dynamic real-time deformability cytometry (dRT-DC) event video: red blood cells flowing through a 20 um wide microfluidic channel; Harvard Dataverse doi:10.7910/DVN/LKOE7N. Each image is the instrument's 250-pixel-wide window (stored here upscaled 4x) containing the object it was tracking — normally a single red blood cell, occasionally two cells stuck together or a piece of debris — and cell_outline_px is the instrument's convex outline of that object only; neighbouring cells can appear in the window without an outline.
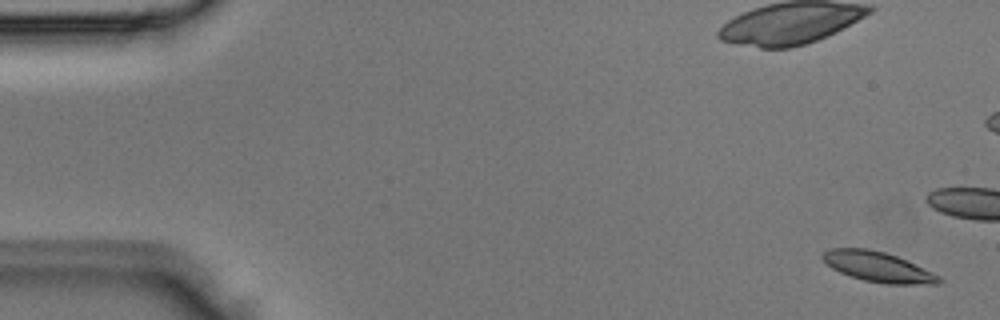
{"species": "Egyptian fruit bat (a non-hibernating species)", "species_latin": "Rousettus aegyptiacus", "temperature_condition": "room temperature", "stored_images_in_passage": 5, "camera_frame_rate_fps": 3000, "um_per_image_px": 0.085, "animal": {"sex": "male"}, "frame": {"image": 1, "passage_image": 1, "time_ms": 0.0, "image_size_px": [1000, 320], "cell_outline_px": [[944, 280], [940, 284], [884, 284], [864, 280], [840, 272], [832, 268], [820, 256], [824, 252], [832, 248], [868, 248], [884, 252], [896, 256], [932, 272], [940, 276]], "centroid_in_image_um": [74.65, 22.69], "position_along_channel_um": 10.4, "area_um2": 20.23}}